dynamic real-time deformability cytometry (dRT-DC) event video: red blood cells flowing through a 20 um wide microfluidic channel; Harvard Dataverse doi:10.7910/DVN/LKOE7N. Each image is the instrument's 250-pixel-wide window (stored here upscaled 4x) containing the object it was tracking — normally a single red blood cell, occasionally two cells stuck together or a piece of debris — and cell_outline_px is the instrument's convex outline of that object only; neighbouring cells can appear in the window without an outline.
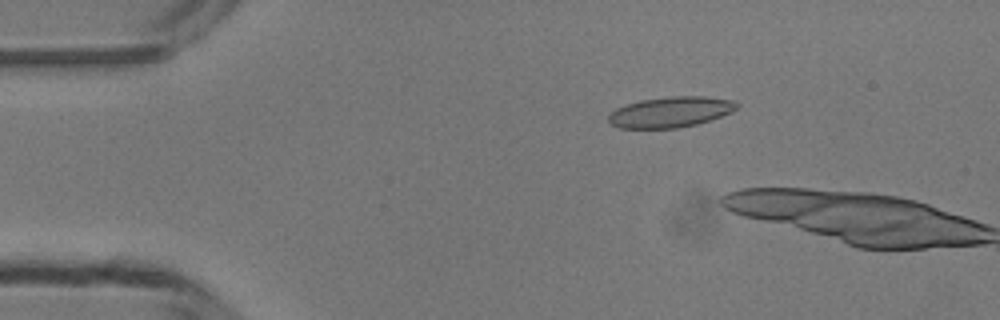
{"species": "common noctule bat (a hibernating species)", "species_latin": "Nyctalus noctula", "temperature_condition": "room temperature", "stored_images_in_passage": 4, "camera_frame_rate_fps": 3000, "um_per_image_px": 0.085, "animal": {"sex": "male", "body_mass_g": 13.3}, "frame": {"image": 1, "passage_image": 3, "time_ms": 0.667, "image_size_px": [1000, 320], "cell_outline_px": [[740, 104], [732, 112], [696, 124], [676, 128], [620, 128], [612, 124], [608, 120], [608, 116], [616, 108], [640, 100], [672, 96], [704, 96], [736, 100]], "centroid_in_image_um": [57.02, 9.51], "position_along_channel_um": 28.0, "area_um2": 22.77}}